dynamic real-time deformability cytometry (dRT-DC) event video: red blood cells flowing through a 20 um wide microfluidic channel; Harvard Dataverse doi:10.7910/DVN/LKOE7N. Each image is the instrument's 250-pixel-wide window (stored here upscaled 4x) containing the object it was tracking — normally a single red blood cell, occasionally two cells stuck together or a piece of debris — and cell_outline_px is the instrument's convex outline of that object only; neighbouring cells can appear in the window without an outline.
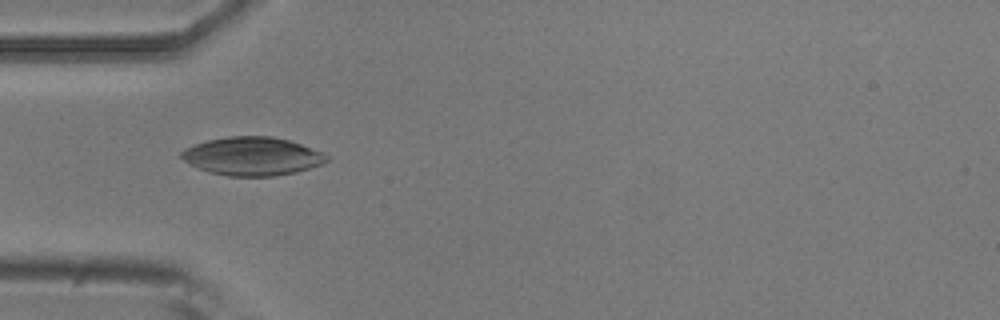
{"species": "common noctule bat (a hibernating species)", "species_latin": "Nyctalus noctula", "temperature_condition": "room temperature", "stored_images_in_passage": 4, "camera_frame_rate_fps": 3000, "um_per_image_px": 0.085, "animal": {"sex": "male", "body_mass_g": 20.5, "forearm_length_mm": 52.5}, "frame": {"image": 1, "passage_image": 4, "time_ms": 1.0, "image_size_px": [1000, 320], "cell_outline_px": [[328, 160], [324, 164], [296, 172], [276, 176], [228, 176], [208, 172], [196, 168], [184, 160], [180, 156], [180, 152], [184, 148], [208, 140], [228, 136], [272, 136], [288, 140], [324, 152], [328, 156]], "centroid_in_image_um": [21.45, 13.29], "position_along_channel_um": 63.6, "area_um2": 32.66}}